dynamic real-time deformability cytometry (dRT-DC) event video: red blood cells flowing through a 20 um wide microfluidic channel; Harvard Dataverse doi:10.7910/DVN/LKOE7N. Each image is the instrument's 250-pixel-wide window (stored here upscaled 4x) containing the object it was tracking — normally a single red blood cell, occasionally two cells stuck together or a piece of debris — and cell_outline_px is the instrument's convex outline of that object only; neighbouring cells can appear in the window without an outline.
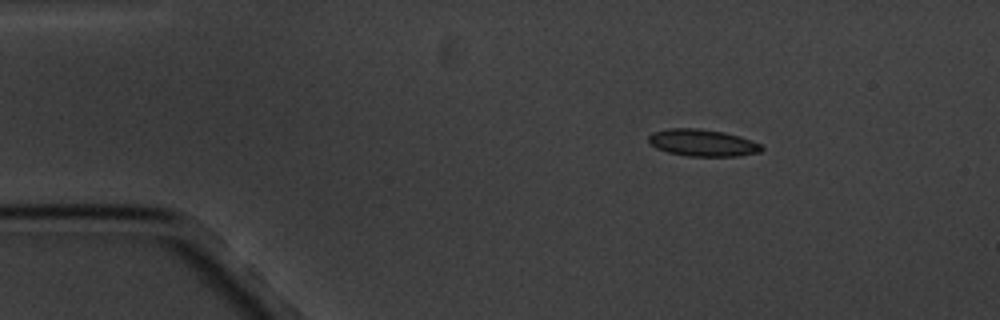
{"species": "common noctule bat (a hibernating species)", "species_latin": "Nyctalus noctula", "temperature_condition": "cold", "stored_images_in_passage": 3, "camera_frame_rate_fps": 3000, "um_per_image_px": 0.085, "animal": {"sex": "male", "body_mass_g": 20.1, "forearm_length_mm": 53.5}, "frame": {"image": 1, "passage_image": 1, "time_ms": 0.0, "image_size_px": [1000, 320], "cell_outline_px": [[764, 148], [760, 152], [740, 156], [688, 156], [668, 152], [656, 148], [648, 140], [648, 136], [652, 132], [668, 128], [696, 128], [724, 132], [740, 136], [752, 140], [760, 144]], "centroid_in_image_um": [59.73, 12.13], "position_along_channel_um": 25.3, "area_um2": 17.8}}